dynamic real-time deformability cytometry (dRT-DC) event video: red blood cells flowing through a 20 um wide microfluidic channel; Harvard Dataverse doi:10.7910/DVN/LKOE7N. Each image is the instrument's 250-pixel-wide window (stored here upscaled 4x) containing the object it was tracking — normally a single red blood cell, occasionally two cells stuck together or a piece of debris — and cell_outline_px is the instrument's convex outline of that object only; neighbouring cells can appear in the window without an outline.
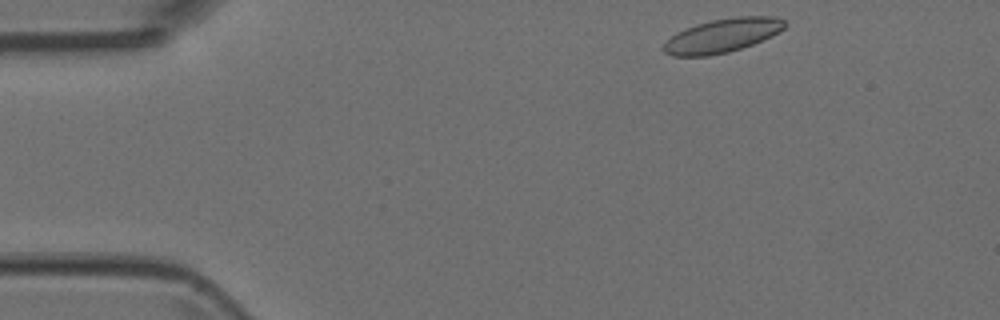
{"species": "Egyptian fruit bat (a non-hibernating species)", "species_latin": "Rousettus aegyptiacus", "temperature_condition": "room temperature", "stored_images_in_passage": 4, "camera_frame_rate_fps": 3000, "um_per_image_px": 0.085, "animal": {"sex": "female"}, "frame": {"image": 1, "passage_image": 1, "time_ms": 0.0, "image_size_px": [1000, 320], "cell_outline_px": [[788, 24], [780, 32], [772, 36], [752, 44], [728, 52], [708, 56], [672, 56], [664, 52], [664, 44], [676, 32], [696, 24], [712, 20], [736, 16], [772, 16], [784, 20]], "centroid_in_image_um": [61.43, 3.01], "position_along_channel_um": 23.6, "area_um2": 23.81}}
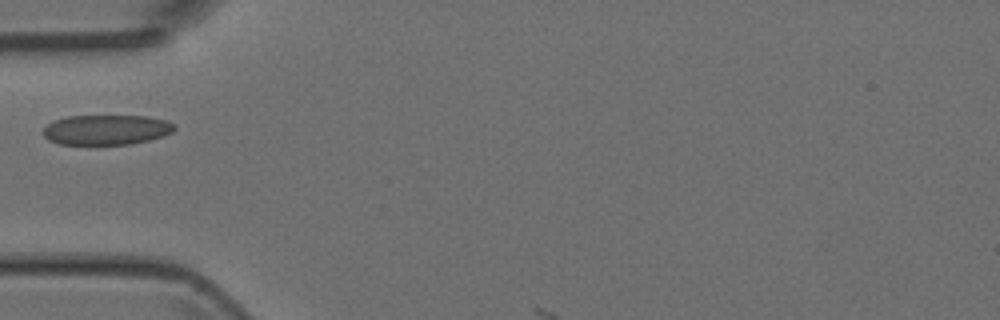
{"frame": {"image": 2, "passage_image": 3, "time_ms": 0.667, "image_size_px": [1000, 320], "cell_outline_px": [[176, 128], [172, 132], [148, 140], [128, 144], [60, 144], [48, 140], [40, 132], [52, 120], [68, 116], [148, 116], [168, 120], [176, 124]], "centroid_in_image_um": [9.02, 11.02], "position_along_channel_um": 76.0, "area_um2": 23.06}}